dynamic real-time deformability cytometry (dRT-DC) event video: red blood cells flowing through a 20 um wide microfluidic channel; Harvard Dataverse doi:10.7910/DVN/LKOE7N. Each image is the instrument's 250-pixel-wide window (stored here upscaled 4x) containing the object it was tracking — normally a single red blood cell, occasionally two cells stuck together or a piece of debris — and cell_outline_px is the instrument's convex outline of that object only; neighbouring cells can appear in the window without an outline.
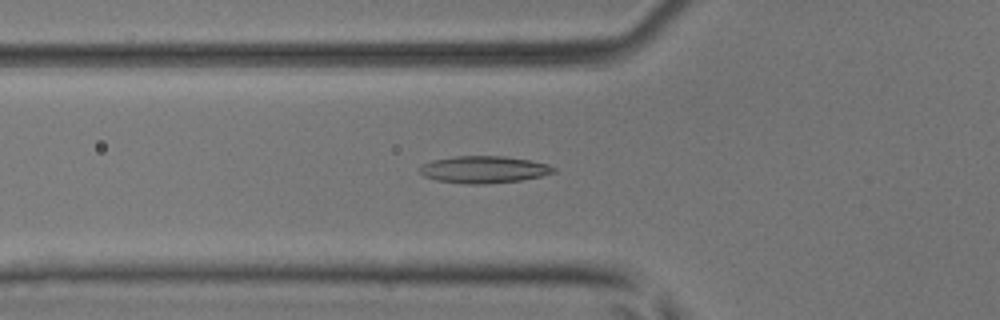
{"species": "common noctule bat (a hibernating species)", "species_latin": "Nyctalus noctula", "temperature_condition": "room temperature", "stored_images_in_passage": 31, "camera_frame_rate_fps": 3000, "um_per_image_px": 0.085, "animal": {"sex": "male", "body_mass_g": 17.9, "forearm_length_mm": 54.2}, "frame": {"image": 1, "passage_image": 4, "time_ms": 1.0, "image_size_px": [1000, 320], "cell_outline_px": [[556, 172], [540, 176], [520, 180], [484, 184], [464, 184], [436, 180], [424, 176], [420, 172], [420, 168], [424, 164], [432, 160], [456, 156], [504, 156], [532, 160], [548, 164], [556, 168]], "centroid_in_image_um": [41.15, 14.41], "position_along_channel_um": 84.7, "area_um2": 21.1}}
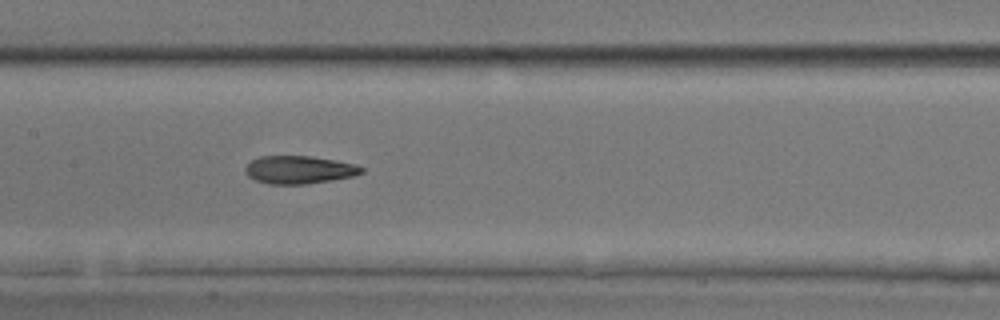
{"frame": {"image": 2, "passage_image": 11, "time_ms": 3.333, "image_size_px": [1000, 320], "cell_outline_px": [[364, 172], [352, 176], [332, 180], [308, 184], [268, 184], [256, 180], [248, 176], [244, 172], [244, 168], [252, 160], [260, 156], [308, 156], [336, 160], [356, 164], [364, 168]], "centroid_in_image_um": [25.43, 14.43], "position_along_channel_um": 182.0, "area_um2": 18.96}}
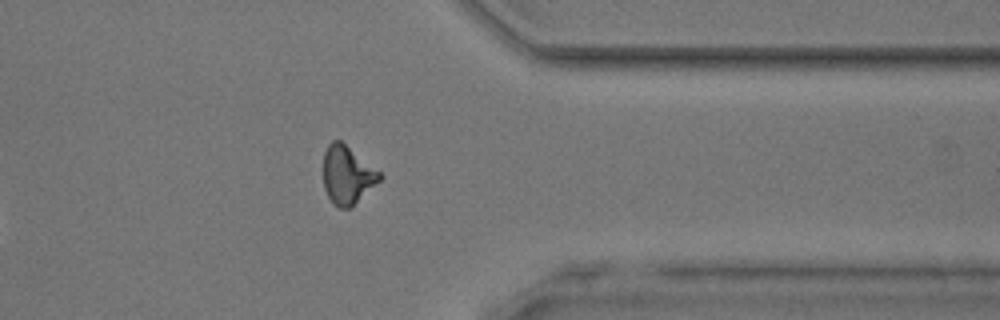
{"frame": {"image": 3, "passage_image": 26, "time_ms": 8.333, "image_size_px": [1000, 320], "cell_outline_px": [[384, 176], [380, 180], [348, 208], [340, 208], [332, 204], [324, 188], [324, 152], [328, 144], [332, 140], [340, 140], [380, 172]], "centroid_in_image_um": [29.49, 14.86], "position_along_channel_um": 381.9, "area_um2": 18.67}, "authors_computed_cell_mechanics": {"area_um2": 18.9006, "velocity_mm_per_s": 4.159, "shape_relaxation_time_tau1_ms": null, "shape_relaxation_time_tau2_ms": 3.7317, "deformation_change_tau1": null, "deformation_change_tau2": 0.1259}}